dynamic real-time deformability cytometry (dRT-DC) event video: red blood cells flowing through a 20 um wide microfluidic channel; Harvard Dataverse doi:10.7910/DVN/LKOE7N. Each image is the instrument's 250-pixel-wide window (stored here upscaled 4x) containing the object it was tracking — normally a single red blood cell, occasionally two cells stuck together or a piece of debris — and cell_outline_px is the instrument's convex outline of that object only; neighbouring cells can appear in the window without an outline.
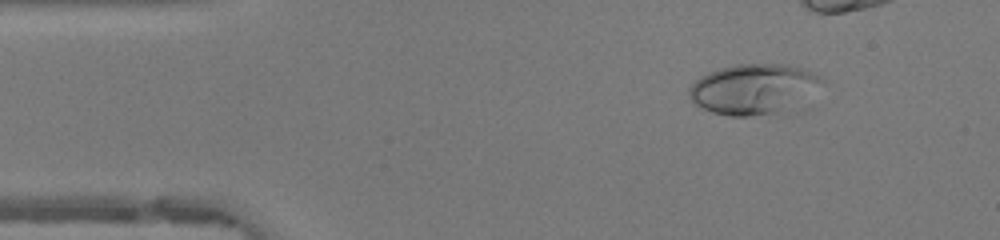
{"species": "human", "species_latin": "Homo sapiens", "temperature_condition": "warm", "stored_images_in_passage": 37, "camera_frame_rate_fps": 3000, "um_per_image_px": 0.085, "donor": {"sex": "female"}, "frame": {"image": 1, "passage_image": 5, "time_ms": 1.333, "image_size_px": [1000, 240], "cell_outline_px": [[824, 80], [776, 112], [748, 116], [732, 116], [712, 112], [696, 104], [688, 96], [688, 88], [700, 76], [720, 68], [736, 64], [788, 64], [804, 68], [820, 76]], "centroid_in_image_um": [63.88, 7.51], "position_along_channel_um": 21.1, "area_um2": 37.11}}
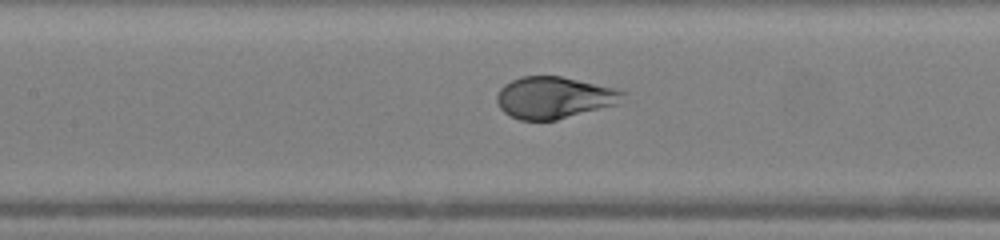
{"frame": {"image": 2, "passage_image": 20, "time_ms": 6.333, "image_size_px": [1000, 240], "cell_outline_px": [[624, 92], [620, 104], [556, 120], [520, 120], [504, 112], [500, 108], [496, 100], [496, 96], [500, 88], [504, 84], [520, 76], [560, 76], [612, 88]], "centroid_in_image_um": [47.06, 8.3], "position_along_channel_um": 160.3, "area_um2": 30.46}}
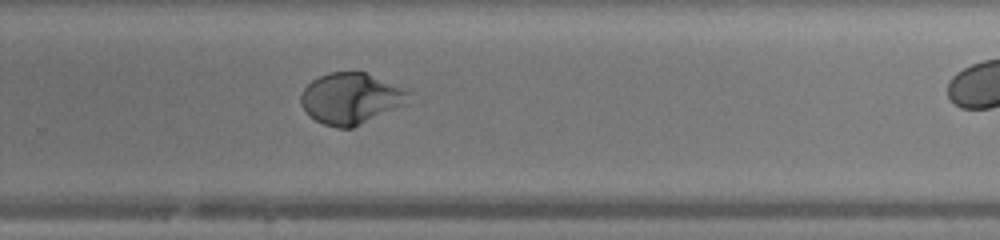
{"frame": {"image": 3, "passage_image": 30, "time_ms": 9.667, "image_size_px": [1000, 240], "cell_outline_px": [[416, 92], [408, 104], [352, 128], [336, 128], [324, 124], [316, 120], [300, 104], [300, 96], [304, 88], [312, 80], [328, 72], [364, 72], [408, 88]], "centroid_in_image_um": [29.93, 8.36], "position_along_channel_um": 299.9, "area_um2": 32.66}}